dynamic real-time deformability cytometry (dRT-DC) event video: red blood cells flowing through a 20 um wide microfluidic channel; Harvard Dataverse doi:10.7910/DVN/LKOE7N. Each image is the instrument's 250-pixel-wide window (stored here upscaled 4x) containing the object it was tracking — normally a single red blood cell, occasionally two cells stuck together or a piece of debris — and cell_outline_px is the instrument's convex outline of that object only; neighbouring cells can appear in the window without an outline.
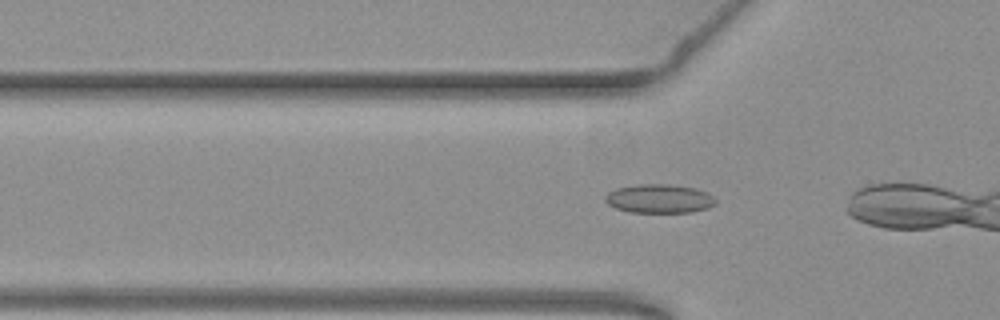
{"species": "common noctule bat (a hibernating species)", "species_latin": "Nyctalus noctula", "temperature_condition": "warm", "stored_images_in_passage": 35, "camera_frame_rate_fps": 3000, "um_per_image_px": 0.085, "animal": {"sex": "female", "body_mass_g": 19.3, "forearm_length_mm": 54.1}, "frame": {"image": 1, "passage_image": 10, "time_ms": 3.0, "image_size_px": [1000, 320], "cell_outline_px": [[716, 204], [708, 208], [692, 212], [628, 212], [616, 208], [608, 204], [604, 200], [604, 196], [608, 192], [616, 188], [640, 184], [668, 184], [696, 188], [708, 192], [716, 200]], "centroid_in_image_um": [56.04, 16.88], "position_along_channel_um": 69.8, "area_um2": 18.67}}
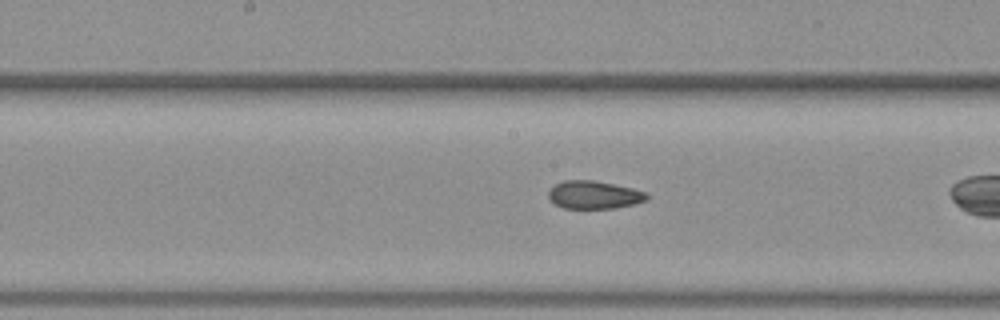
{"frame": {"image": 2, "passage_image": 20, "time_ms": 6.333, "image_size_px": [1000, 320], "cell_outline_px": [[648, 200], [636, 204], [616, 208], [564, 208], [556, 204], [548, 196], [548, 192], [556, 184], [564, 180], [592, 180], [632, 188], [648, 192]], "centroid_in_image_um": [50.55, 16.57], "position_along_channel_um": 197.7, "area_um2": 15.95}}
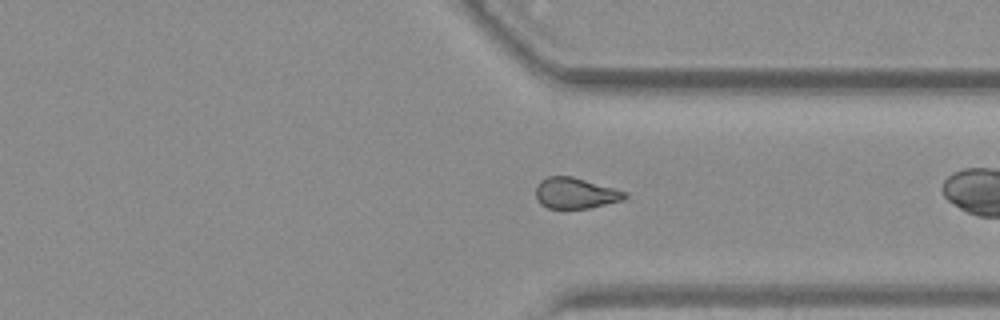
{"frame": {"image": 3, "passage_image": 33, "time_ms": 10.667, "image_size_px": [1000, 320], "cell_outline_px": [[628, 196], [624, 200], [588, 208], [548, 208], [540, 204], [536, 200], [536, 188], [540, 180], [548, 176], [572, 176], [628, 192]], "centroid_in_image_um": [48.91, 16.41], "position_along_channel_um": 362.5, "area_um2": 16.07}}